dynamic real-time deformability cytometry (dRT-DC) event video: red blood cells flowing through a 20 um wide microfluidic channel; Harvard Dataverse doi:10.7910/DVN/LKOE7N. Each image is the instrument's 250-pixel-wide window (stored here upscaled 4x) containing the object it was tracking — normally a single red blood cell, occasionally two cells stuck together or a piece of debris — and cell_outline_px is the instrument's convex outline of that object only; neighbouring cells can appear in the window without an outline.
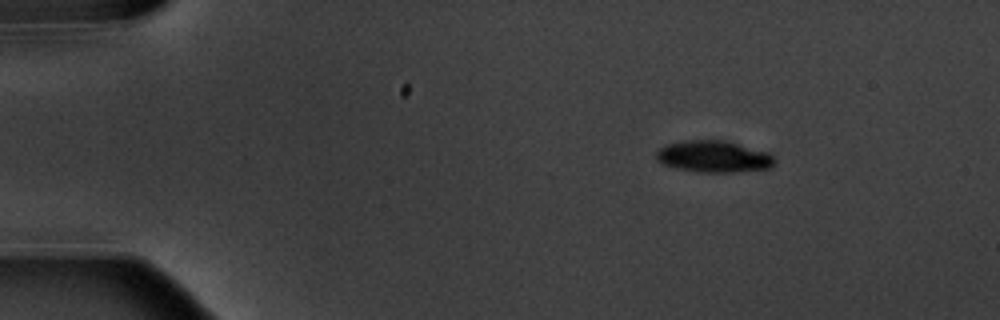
{"species": "common noctule bat (a hibernating species)", "species_latin": "Nyctalus noctula", "temperature_condition": "warm", "stored_images_in_passage": 9, "camera_frame_rate_fps": 3000, "um_per_image_px": 0.085, "animal": {"sex": "male", "body_mass_g": 20.1, "forearm_length_mm": 53.5}, "frame": {"image": 1, "passage_image": 1, "time_ms": 0.0, "image_size_px": [1000, 320], "cell_outline_px": [[776, 160], [772, 168], [732, 172], [700, 172], [676, 168], [664, 164], [656, 160], [656, 152], [660, 148], [668, 144], [688, 140], [724, 140], [768, 152]], "centroid_in_image_um": [60.68, 13.31], "position_along_channel_um": 24.3, "area_um2": 21.73}}
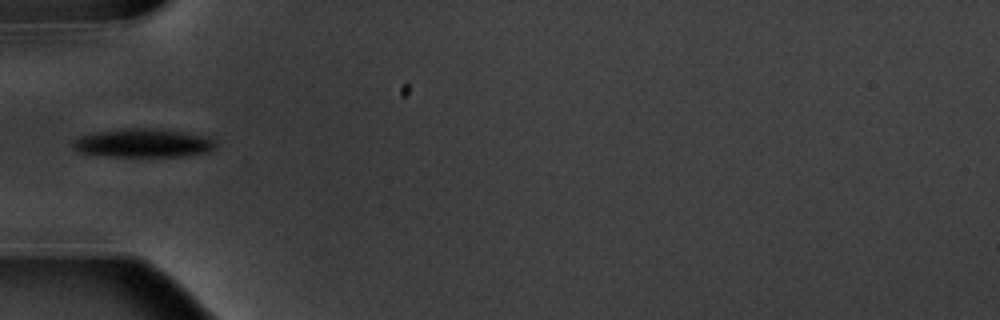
{"frame": {"image": 2, "passage_image": 4, "time_ms": 3.667, "image_size_px": [1000, 320], "cell_outline_px": [[216, 144], [208, 152], [180, 156], [112, 156], [80, 152], [72, 148], [72, 140], [80, 136], [92, 132], [128, 128], [160, 128], [208, 136], [216, 140]], "centroid_in_image_um": [12.17, 12.14], "position_along_channel_um": 72.8, "area_um2": 23.87}}